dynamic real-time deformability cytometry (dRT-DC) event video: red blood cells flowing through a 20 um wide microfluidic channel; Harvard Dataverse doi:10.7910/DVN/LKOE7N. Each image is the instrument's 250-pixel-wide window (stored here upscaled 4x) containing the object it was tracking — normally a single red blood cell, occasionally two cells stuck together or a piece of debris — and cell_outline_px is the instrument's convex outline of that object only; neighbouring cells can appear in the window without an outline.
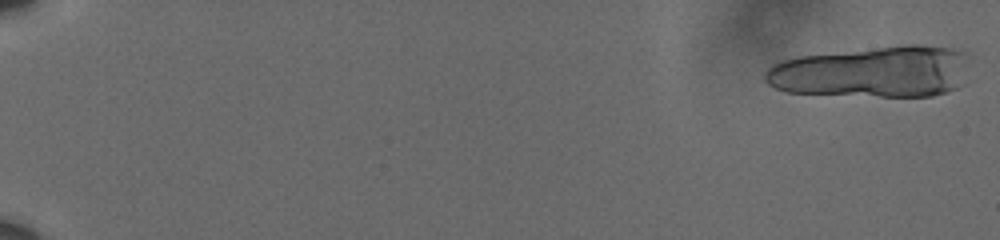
{"species": "human", "species_latin": "Homo sapiens", "temperature_condition": "cold", "stored_images_in_passage": 20, "camera_frame_rate_fps": 3000, "um_per_image_px": 0.085, "donor": {"sex": "male"}, "frame": {"image": 1, "passage_image": 1, "time_ms": 0.0, "image_size_px": [1000, 240], "cell_outline_px": [[968, 56], [956, 88], [932, 96], [880, 96], [788, 92], [776, 88], [768, 84], [764, 80], [764, 72], [772, 64], [780, 60], [800, 56], [908, 44], [920, 44], [952, 48], [968, 52]], "centroid_in_image_um": [74.12, 6.09], "position_along_channel_um": 10.9, "area_um2": 60.75}}